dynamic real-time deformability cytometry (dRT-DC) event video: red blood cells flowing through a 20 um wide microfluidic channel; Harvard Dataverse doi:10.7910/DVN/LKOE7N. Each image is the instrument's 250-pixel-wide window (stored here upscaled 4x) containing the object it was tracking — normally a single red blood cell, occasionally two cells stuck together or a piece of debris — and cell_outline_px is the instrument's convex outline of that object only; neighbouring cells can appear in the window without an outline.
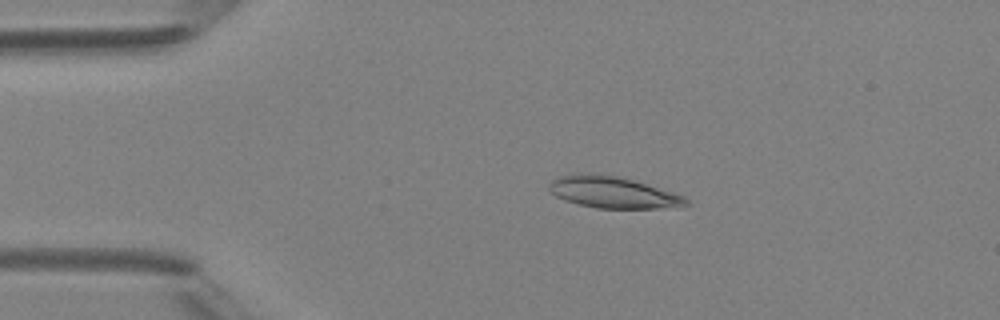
{"species": "Egyptian fruit bat (a non-hibernating species)", "species_latin": "Rousettus aegyptiacus", "temperature_condition": "room temperature", "stored_images_in_passage": 46, "camera_frame_rate_fps": 3000, "um_per_image_px": 0.085, "animal": {"sex": "female"}, "frame": {"image": 1, "passage_image": 9, "time_ms": 2.667, "image_size_px": [1000, 320], "cell_outline_px": [[688, 204], [656, 208], [596, 208], [564, 200], [556, 196], [548, 188], [548, 184], [552, 180], [560, 176], [620, 176], [672, 192], [684, 196], [688, 200]], "centroid_in_image_um": [52.1, 16.38], "position_along_channel_um": 32.9, "area_um2": 23.99}}
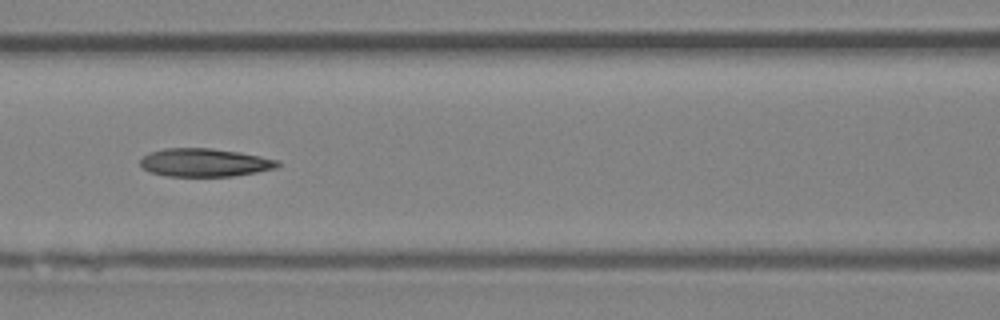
{"frame": {"image": 2, "passage_image": 20, "time_ms": 6.333, "image_size_px": [1000, 320], "cell_outline_px": [[280, 164], [276, 168], [256, 172], [232, 176], [168, 176], [152, 172], [144, 168], [140, 164], [140, 160], [144, 156], [152, 152], [164, 148], [212, 148], [240, 152], [280, 160]], "centroid_in_image_um": [17.43, 13.81], "position_along_channel_um": 149.2, "area_um2": 22.43}}
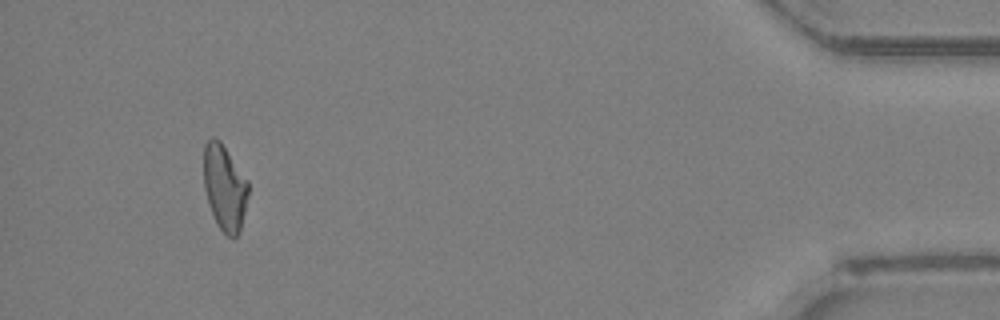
{"frame": {"image": 3, "passage_image": 43, "time_ms": 14.0, "image_size_px": [1000, 320], "cell_outline_px": [[248, 196], [240, 232], [232, 240], [216, 224], [208, 204], [204, 188], [204, 144], [212, 136], [216, 136], [220, 140], [248, 180]], "centroid_in_image_um": [19.09, 15.94], "position_along_channel_um": 416.1, "area_um2": 22.48}, "authors_computed_cell_mechanics": {"area_um2": 22.8888, "velocity_mm_per_s": 4.4131, "shape_relaxation_time_tau1_ms": null, "shape_relaxation_time_tau2_ms": 4.9428, "deformation_change_tau1": null, "deformation_change_tau2": 0.1489}}